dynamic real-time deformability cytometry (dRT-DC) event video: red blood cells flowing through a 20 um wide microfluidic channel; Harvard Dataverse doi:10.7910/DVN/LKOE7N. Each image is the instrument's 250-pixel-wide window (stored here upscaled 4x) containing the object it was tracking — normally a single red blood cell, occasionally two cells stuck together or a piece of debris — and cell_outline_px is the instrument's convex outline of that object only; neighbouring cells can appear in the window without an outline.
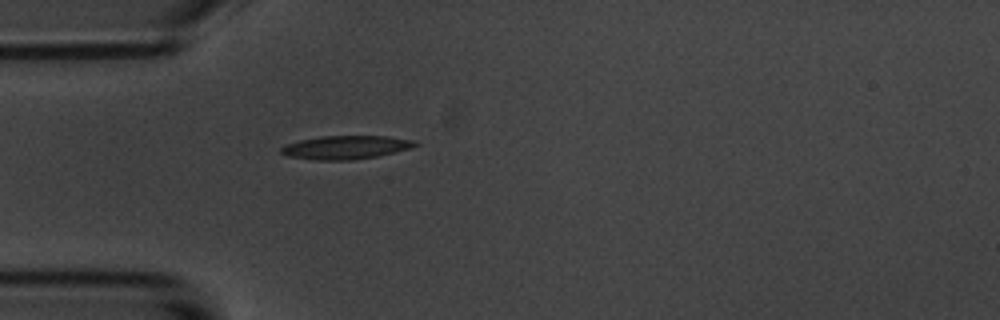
{"species": "common noctule bat (a hibernating species)", "species_latin": "Nyctalus noctula", "temperature_condition": "room temperature", "stored_images_in_passage": 41, "camera_frame_rate_fps": 3000, "um_per_image_px": 0.085, "animal": {"sex": "male", "body_mass_g": 20.1, "forearm_length_mm": 53.5}, "frame": {"image": 1, "passage_image": 1, "time_ms": 0.0, "image_size_px": [1000, 320], "cell_outline_px": [[420, 144], [412, 148], [376, 156], [352, 160], [316, 160], [288, 156], [280, 152], [280, 148], [288, 144], [300, 140], [320, 136], [384, 136], [412, 140]], "centroid_in_image_um": [29.39, 12.52], "position_along_channel_um": 55.6, "area_um2": 18.15}}
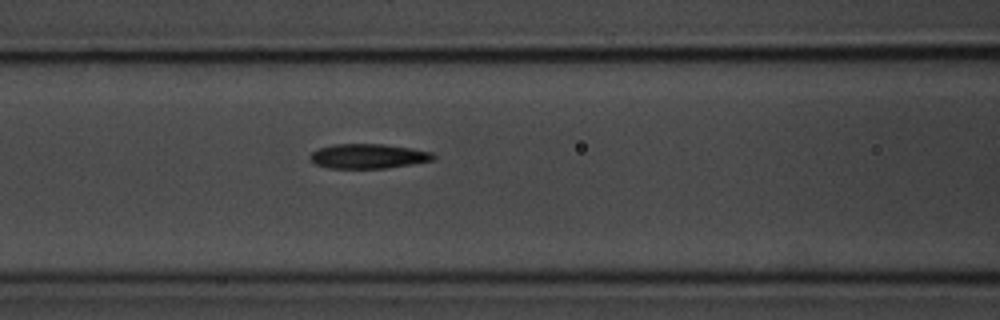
{"frame": {"image": 2, "passage_image": 8, "time_ms": 2.333, "image_size_px": [1000, 320], "cell_outline_px": [[436, 156], [432, 160], [412, 164], [384, 168], [328, 168], [316, 164], [308, 156], [316, 148], [332, 144], [384, 144], [412, 148], [432, 152]], "centroid_in_image_um": [31.27, 13.26], "position_along_channel_um": 135.3, "area_um2": 17.74}}
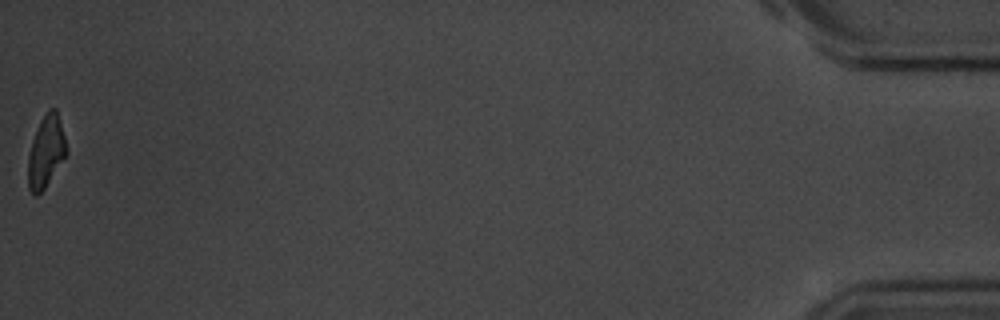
{"frame": {"image": 3, "passage_image": 41, "time_ms": 13.333, "image_size_px": [1000, 320], "cell_outline_px": [[68, 152], [44, 188], [36, 196], [28, 188], [28, 156], [32, 140], [40, 120], [48, 108], [56, 108], [68, 148]], "centroid_in_image_um": [3.91, 12.85], "position_along_channel_um": 431.3, "area_um2": 15.95}, "authors_computed_cell_mechanics": {"area_um2": 17.918, "velocity_mm_per_s": 3.5897, "shape_relaxation_time_tau1_ms": 2.9471, "shape_relaxation_time_tau2_ms": 3.3815, "deformation_change_tau1": 0.1635, "deformation_change_tau2": 0.1256}}